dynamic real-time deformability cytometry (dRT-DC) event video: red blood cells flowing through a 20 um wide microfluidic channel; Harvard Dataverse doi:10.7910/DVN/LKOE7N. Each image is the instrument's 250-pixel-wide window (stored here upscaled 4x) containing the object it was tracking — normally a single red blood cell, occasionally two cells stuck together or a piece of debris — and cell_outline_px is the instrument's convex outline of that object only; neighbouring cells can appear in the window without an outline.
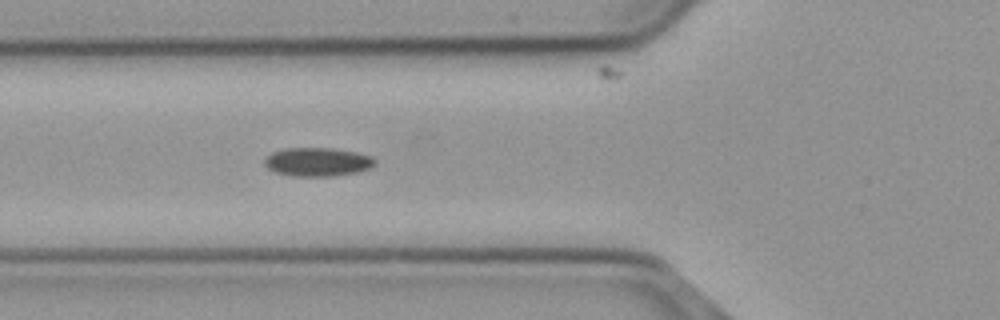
{"species": "common noctule bat (a hibernating species)", "species_latin": "Nyctalus noctula", "temperature_condition": "cold", "stored_images_in_passage": 23, "camera_frame_rate_fps": 3000, "um_per_image_px": 0.085, "animal": {"sex": "male", "body_mass_g": 23.1, "forearm_length_mm": 52.7}, "frame": {"image": 1, "passage_image": 10, "time_ms": 3.0, "image_size_px": [1000, 320], "cell_outline_px": [[372, 164], [368, 168], [356, 172], [332, 176], [292, 176], [276, 172], [268, 168], [264, 164], [264, 160], [272, 152], [284, 148], [332, 148], [352, 152], [368, 156], [372, 160]], "centroid_in_image_um": [26.88, 13.76], "position_along_channel_um": 98.9, "area_um2": 17.92}}
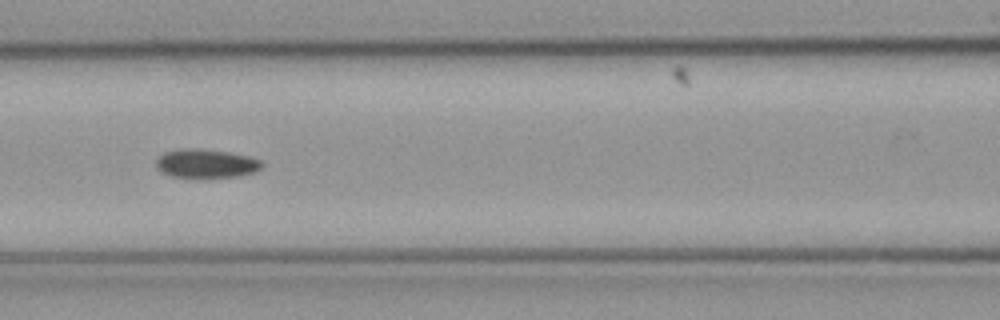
{"frame": {"image": 2, "passage_image": 14, "time_ms": 4.333, "image_size_px": [1000, 320], "cell_outline_px": [[264, 164], [256, 172], [236, 176], [200, 180], [172, 176], [164, 172], [156, 164], [156, 160], [164, 152], [180, 148], [200, 148], [228, 152], [248, 156], [260, 160]], "centroid_in_image_um": [17.53, 13.92], "position_along_channel_um": 149.1, "area_um2": 18.21}}
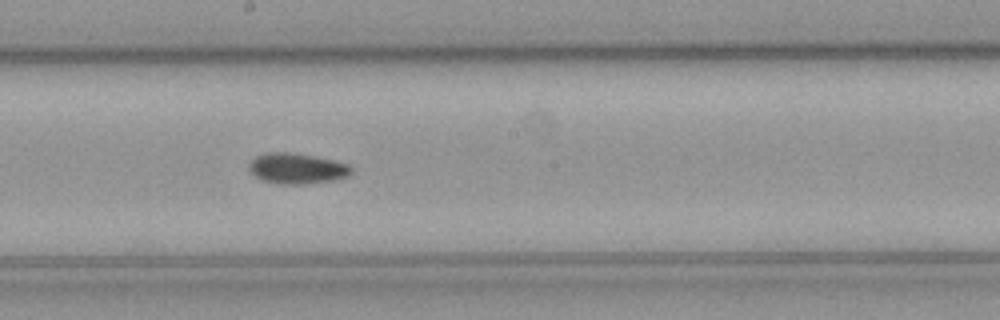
{"frame": {"image": 3, "passage_image": 20, "time_ms": 6.333, "image_size_px": [1000, 320], "cell_outline_px": [[352, 172], [344, 176], [332, 180], [308, 184], [276, 184], [260, 180], [248, 168], [248, 164], [256, 156], [264, 152], [288, 152], [312, 156], [332, 160], [344, 164], [352, 168]], "centroid_in_image_um": [25.15, 14.33], "position_along_channel_um": 223.0, "area_um2": 18.03}}